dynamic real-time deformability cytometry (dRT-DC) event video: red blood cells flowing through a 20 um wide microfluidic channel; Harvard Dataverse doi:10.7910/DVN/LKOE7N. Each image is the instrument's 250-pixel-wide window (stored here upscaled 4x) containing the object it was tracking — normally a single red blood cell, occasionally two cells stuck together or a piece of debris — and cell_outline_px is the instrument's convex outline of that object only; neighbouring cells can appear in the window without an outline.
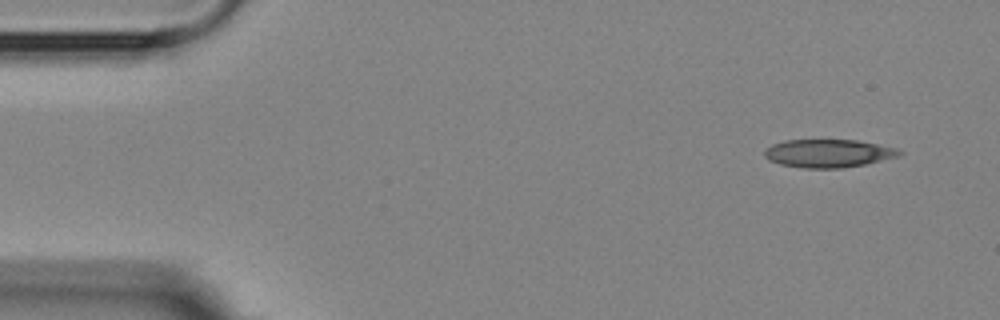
{"species": "Egyptian fruit bat (a non-hibernating species)", "species_latin": "Rousettus aegyptiacus", "temperature_condition": "room temperature", "stored_images_in_passage": 4, "camera_frame_rate_fps": 3000, "um_per_image_px": 0.085, "animal": {"sex": "female"}, "frame": {"image": 1, "passage_image": 1, "time_ms": 0.0, "image_size_px": [1000, 320], "cell_outline_px": [[904, 152], [900, 156], [864, 164], [844, 168], [804, 168], [780, 164], [768, 160], [764, 156], [764, 148], [772, 144], [784, 140], [856, 140], [896, 148]], "centroid_in_image_um": [70.37, 13.03], "position_along_channel_um": 14.6, "area_um2": 22.14}}
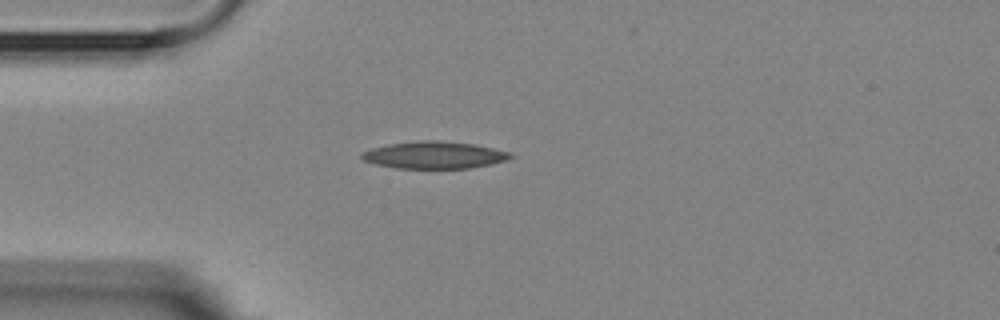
{"frame": {"image": 2, "passage_image": 4, "time_ms": 3.333, "image_size_px": [1000, 320], "cell_outline_px": [[516, 156], [508, 160], [492, 164], [468, 168], [396, 168], [376, 164], [364, 160], [360, 156], [360, 152], [372, 148], [388, 144], [420, 140], [440, 140], [472, 144], [512, 152]], "centroid_in_image_um": [36.94, 13.17], "position_along_channel_um": 48.1, "area_um2": 23.64}}